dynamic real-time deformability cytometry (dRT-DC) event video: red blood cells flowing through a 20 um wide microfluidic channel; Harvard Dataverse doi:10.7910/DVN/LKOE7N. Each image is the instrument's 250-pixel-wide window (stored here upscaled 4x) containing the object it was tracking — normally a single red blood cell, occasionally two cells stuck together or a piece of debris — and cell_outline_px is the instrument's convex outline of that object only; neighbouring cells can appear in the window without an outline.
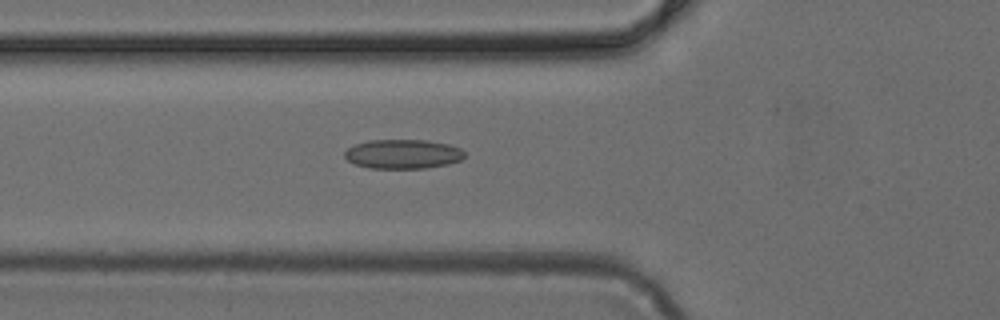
{"species": "common noctule bat (a hibernating species)", "species_latin": "Nyctalus noctula", "temperature_condition": "cold", "stored_images_in_passage": 44, "camera_frame_rate_fps": 3000, "um_per_image_px": 0.085, "animal": {"sex": "female", "body_mass_g": 24.6, "forearm_length_mm": 56.2}, "frame": {"image": 1, "passage_image": 13, "time_ms": 4.0, "image_size_px": [1000, 320], "cell_outline_px": [[464, 156], [460, 160], [448, 164], [424, 168], [368, 168], [356, 164], [348, 160], [344, 156], [344, 152], [348, 148], [356, 144], [368, 140], [428, 140], [448, 144], [460, 148], [464, 152]], "centroid_in_image_um": [34.24, 13.09], "position_along_channel_um": 91.6, "area_um2": 20.4}}
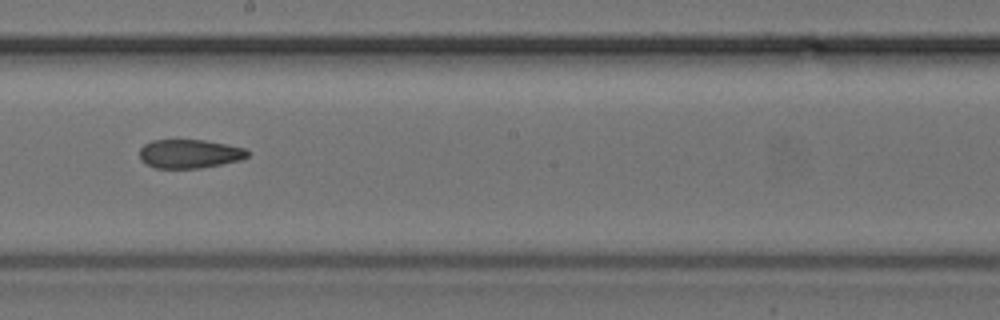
{"frame": {"image": 2, "passage_image": 23, "time_ms": 7.333, "image_size_px": [1000, 320], "cell_outline_px": [[252, 152], [248, 156], [240, 160], [200, 168], [156, 168], [144, 164], [140, 160], [140, 148], [144, 144], [152, 140], [204, 140], [228, 144], [244, 148]], "centroid_in_image_um": [16.1, 13.07], "position_along_channel_um": 232.1, "area_um2": 18.26}}
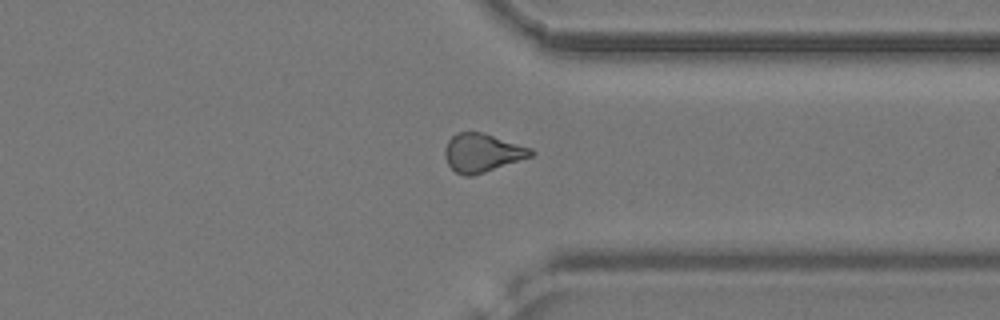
{"frame": {"image": 3, "passage_image": 33, "time_ms": 10.667, "image_size_px": [1000, 320], "cell_outline_px": [[536, 152], [532, 156], [472, 176], [464, 176], [456, 172], [448, 164], [444, 156], [444, 148], [448, 140], [456, 132], [480, 132], [532, 148]], "centroid_in_image_um": [40.97, 12.99], "position_along_channel_um": 370.4, "area_um2": 19.13}}